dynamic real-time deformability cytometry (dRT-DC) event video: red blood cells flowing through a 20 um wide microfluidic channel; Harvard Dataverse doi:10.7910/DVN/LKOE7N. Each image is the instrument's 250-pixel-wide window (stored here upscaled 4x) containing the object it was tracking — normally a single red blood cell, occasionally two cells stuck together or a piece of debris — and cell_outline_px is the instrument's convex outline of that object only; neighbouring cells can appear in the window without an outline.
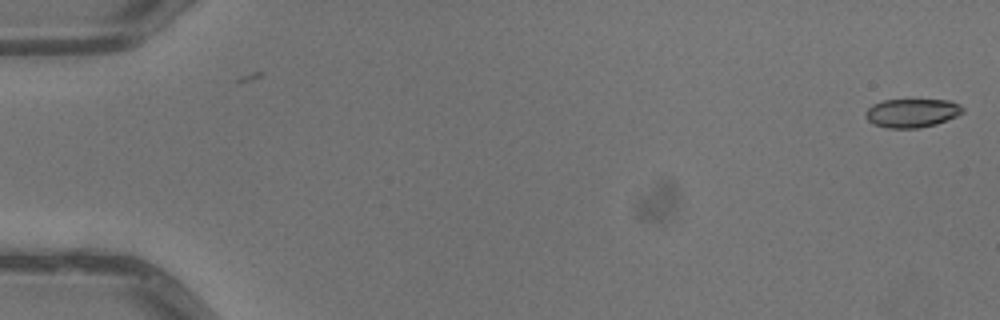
{"species": "common noctule bat (a hibernating species)", "species_latin": "Nyctalus noctula", "temperature_condition": "warm", "stored_images_in_passage": 5, "camera_frame_rate_fps": 3000, "um_per_image_px": 0.085, "animal": {"sex": "male", "body_mass_g": 13.3}, "frame": {"image": 1, "passage_image": 1, "time_ms": 0.0, "image_size_px": [1000, 320], "cell_outline_px": [[964, 112], [956, 116], [936, 124], [920, 128], [888, 128], [872, 124], [864, 116], [864, 112], [872, 104], [884, 100], [952, 100], [960, 104], [964, 108]], "centroid_in_image_um": [77.51, 9.6], "position_along_channel_um": 7.5, "area_um2": 16.42}}
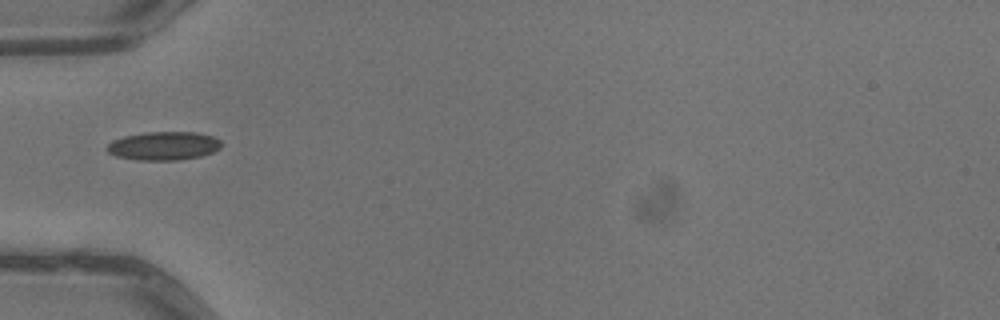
{"frame": {"image": 2, "passage_image": 5, "time_ms": 1.333, "image_size_px": [1000, 320], "cell_outline_px": [[220, 148], [212, 152], [200, 156], [176, 160], [136, 160], [116, 156], [108, 152], [104, 148], [112, 140], [124, 136], [148, 132], [196, 132], [212, 136], [220, 140]], "centroid_in_image_um": [13.87, 12.4], "position_along_channel_um": 71.1, "area_um2": 18.96}}